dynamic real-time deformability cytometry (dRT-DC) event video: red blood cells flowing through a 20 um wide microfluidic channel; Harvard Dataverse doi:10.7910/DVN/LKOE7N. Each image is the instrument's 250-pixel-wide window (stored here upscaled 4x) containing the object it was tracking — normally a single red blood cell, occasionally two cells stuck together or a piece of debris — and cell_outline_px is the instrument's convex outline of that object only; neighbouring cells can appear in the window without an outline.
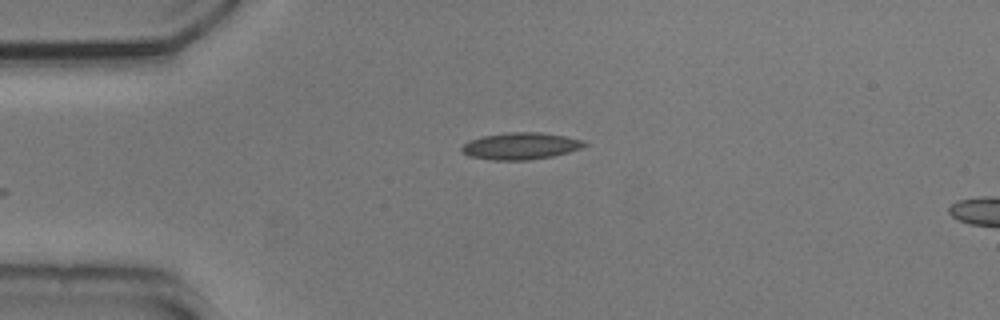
{"species": "common noctule bat (a hibernating species)", "species_latin": "Nyctalus noctula", "temperature_condition": "cold", "stored_images_in_passage": 5, "camera_frame_rate_fps": 3000, "um_per_image_px": 0.085, "animal": {"sex": "male", "body_mass_g": 20.5, "forearm_length_mm": 52.5}, "frame": {"image": 1, "passage_image": 1, "time_ms": 0.0, "image_size_px": [1000, 320], "cell_outline_px": [[588, 144], [580, 148], [568, 152], [552, 156], [528, 160], [488, 160], [468, 156], [460, 148], [468, 140], [480, 136], [508, 132], [536, 132], [564, 136], [584, 140]], "centroid_in_image_um": [44.21, 12.41], "position_along_channel_um": 40.8, "area_um2": 19.25}}